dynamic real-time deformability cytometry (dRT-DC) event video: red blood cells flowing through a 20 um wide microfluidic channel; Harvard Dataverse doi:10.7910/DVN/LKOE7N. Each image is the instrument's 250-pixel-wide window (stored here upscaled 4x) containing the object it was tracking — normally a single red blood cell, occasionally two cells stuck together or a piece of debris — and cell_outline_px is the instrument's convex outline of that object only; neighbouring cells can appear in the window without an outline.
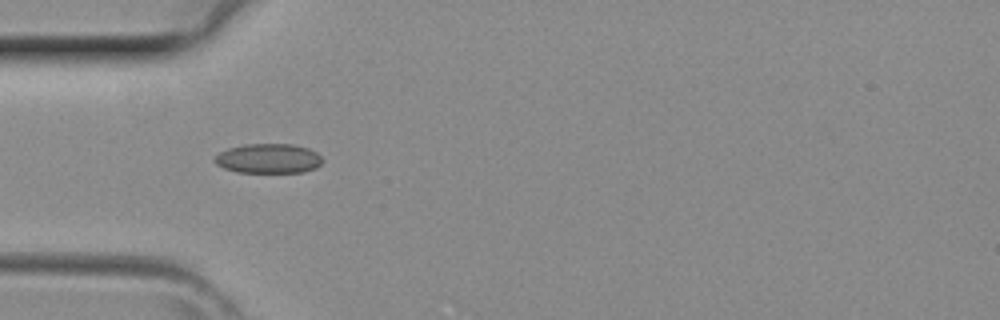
{"species": "common noctule bat (a hibernating species)", "species_latin": "Nyctalus noctula", "temperature_condition": "room temperature", "stored_images_in_passage": 31, "camera_frame_rate_fps": 3000, "um_per_image_px": 0.085, "animal": {"sex": "female", "body_mass_g": 29.2, "forearm_length_mm": 56.3}, "frame": {"image": 1, "passage_image": 3, "time_ms": 0.667, "image_size_px": [1000, 320], "cell_outline_px": [[324, 160], [316, 168], [304, 172], [236, 172], [224, 168], [216, 164], [212, 160], [220, 152], [228, 148], [244, 144], [292, 144], [308, 148], [316, 152]], "centroid_in_image_um": [22.81, 13.47], "position_along_channel_um": 62.2, "area_um2": 18.67}}
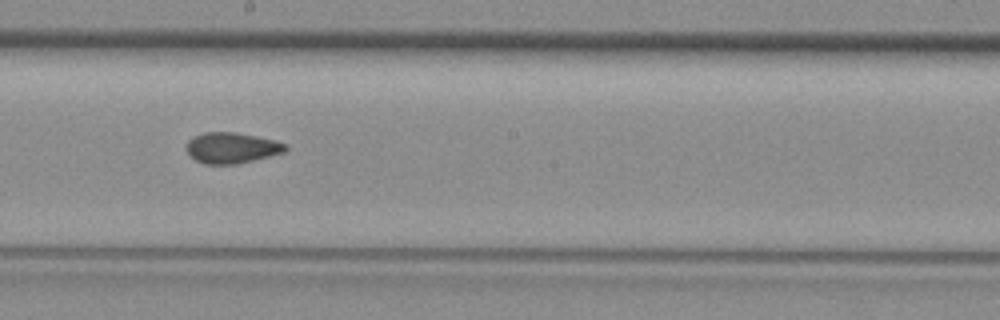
{"frame": {"image": 2, "passage_image": 13, "time_ms": 4.0, "image_size_px": [1000, 320], "cell_outline_px": [[288, 148], [284, 152], [236, 164], [204, 164], [196, 160], [188, 152], [188, 140], [204, 132], [232, 132], [276, 140], [288, 144]], "centroid_in_image_um": [19.73, 12.56], "position_along_channel_um": 228.5, "area_um2": 17.46}}
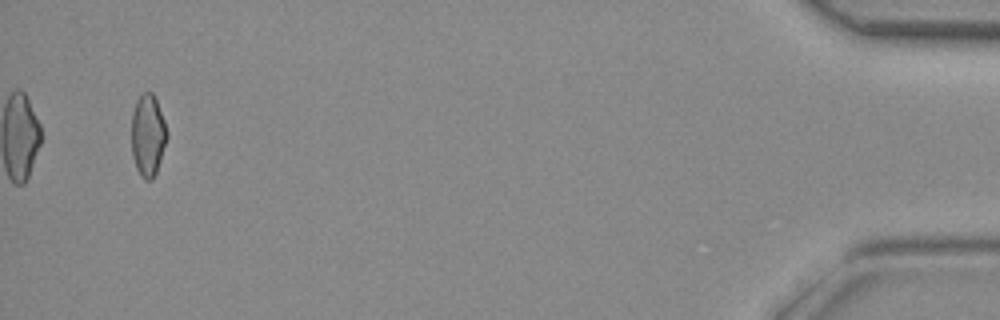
{"frame": {"image": 3, "passage_image": 30, "time_ms": 9.667, "image_size_px": [1000, 320], "cell_outline_px": [[168, 136], [156, 172], [152, 180], [144, 180], [140, 176], [136, 168], [132, 156], [132, 112], [136, 100], [144, 92], [152, 92], [156, 96], [168, 132]], "centroid_in_image_um": [12.57, 11.49], "position_along_channel_um": 422.6, "area_um2": 17.11}}